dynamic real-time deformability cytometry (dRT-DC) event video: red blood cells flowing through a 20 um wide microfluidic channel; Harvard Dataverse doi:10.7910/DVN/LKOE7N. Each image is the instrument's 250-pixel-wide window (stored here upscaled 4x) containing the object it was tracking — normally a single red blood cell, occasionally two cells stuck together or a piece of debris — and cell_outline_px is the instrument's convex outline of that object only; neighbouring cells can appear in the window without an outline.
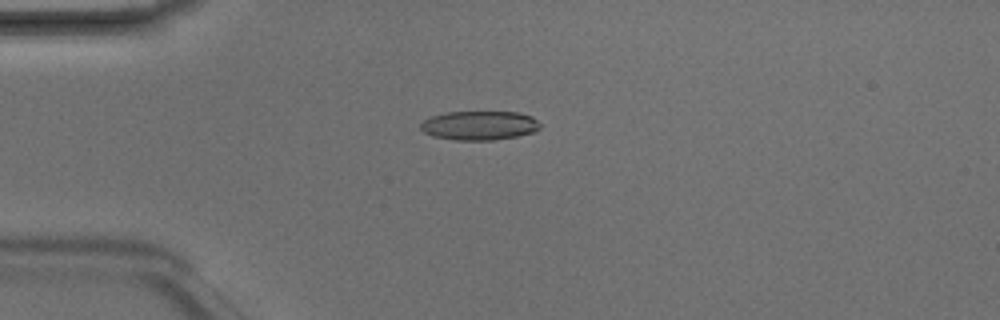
{"species": "Egyptian fruit bat (a non-hibernating species)", "species_latin": "Rousettus aegyptiacus", "temperature_condition": "room temperature", "stored_images_in_passage": 5, "camera_frame_rate_fps": 3000, "um_per_image_px": 0.085, "animal": {"sex": "male"}, "frame": {"image": 1, "passage_image": 4, "time_ms": 1.0, "image_size_px": [1000, 320], "cell_outline_px": [[540, 128], [532, 132], [516, 136], [492, 140], [456, 140], [432, 136], [424, 132], [420, 128], [420, 124], [424, 120], [432, 116], [448, 112], [520, 112], [532, 116], [540, 124]], "centroid_in_image_um": [40.74, 10.66], "position_along_channel_um": 44.3, "area_um2": 20.17}}